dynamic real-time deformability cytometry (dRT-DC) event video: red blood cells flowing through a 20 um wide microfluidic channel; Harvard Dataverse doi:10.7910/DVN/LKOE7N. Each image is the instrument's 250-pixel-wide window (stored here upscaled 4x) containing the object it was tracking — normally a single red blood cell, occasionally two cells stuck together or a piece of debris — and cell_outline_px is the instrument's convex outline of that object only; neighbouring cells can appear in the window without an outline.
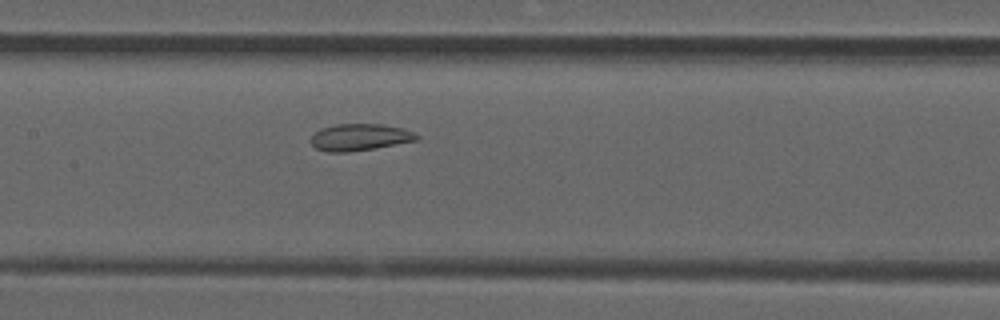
{"species": "common noctule bat (a hibernating species)", "species_latin": "Nyctalus noctula", "temperature_condition": "room temperature", "stored_images_in_passage": 25, "camera_frame_rate_fps": 3000, "um_per_image_px": 0.085, "animal": {"sex": "male", "forearm_length_mm": 52.5}, "frame": {"image": 1, "passage_image": 9, "time_ms": 2.667, "image_size_px": [1000, 320], "cell_outline_px": [[420, 136], [416, 140], [376, 148], [348, 152], [324, 152], [316, 148], [308, 140], [320, 128], [336, 124], [384, 124], [404, 128]], "centroid_in_image_um": [30.55, 11.66], "position_along_channel_um": 176.9, "area_um2": 16.65}}
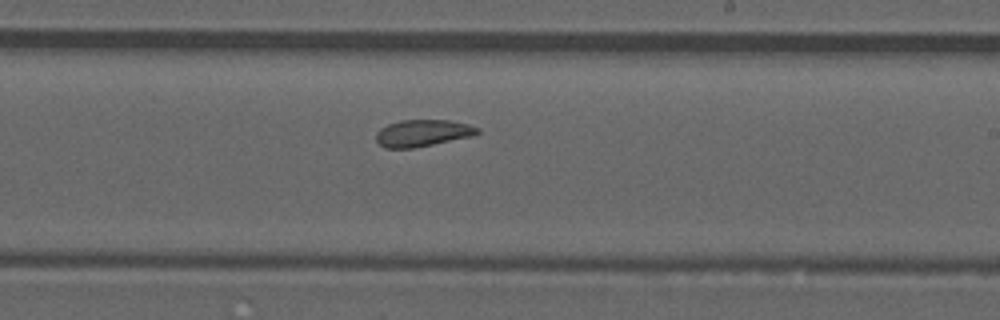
{"frame": {"image": 2, "passage_image": 15, "time_ms": 4.667, "image_size_px": [1000, 320], "cell_outline_px": [[480, 132], [472, 136], [412, 148], [384, 148], [376, 140], [376, 132], [380, 128], [388, 124], [400, 120], [448, 120], [468, 124], [480, 128]], "centroid_in_image_um": [35.91, 11.3], "position_along_channel_um": 253.1, "area_um2": 15.78}}
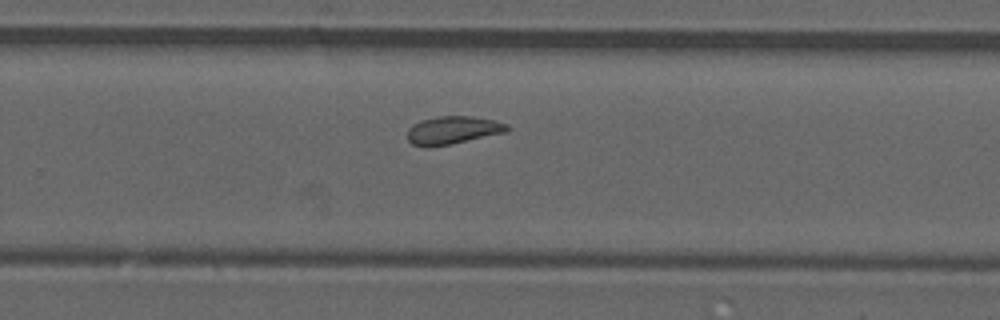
{"frame": {"image": 3, "passage_image": 18, "time_ms": 5.667, "image_size_px": [1000, 320], "cell_outline_px": [[508, 132], [452, 144], [428, 148], [412, 144], [408, 140], [408, 128], [412, 124], [420, 120], [440, 116], [472, 116], [492, 120], [508, 124]], "centroid_in_image_um": [38.47, 11.08], "position_along_channel_um": 291.3, "area_um2": 16.42}}